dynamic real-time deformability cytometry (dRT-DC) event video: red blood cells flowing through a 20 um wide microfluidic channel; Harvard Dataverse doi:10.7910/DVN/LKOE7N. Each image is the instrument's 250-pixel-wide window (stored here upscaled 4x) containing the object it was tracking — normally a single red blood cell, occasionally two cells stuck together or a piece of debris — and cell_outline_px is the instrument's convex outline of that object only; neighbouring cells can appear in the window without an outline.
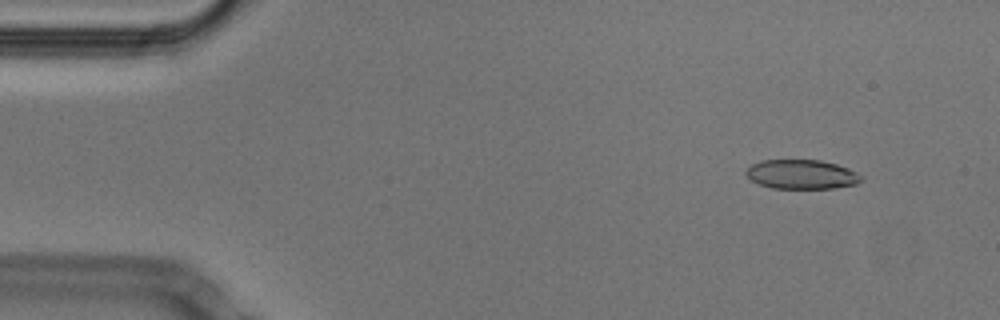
{"species": "Egyptian fruit bat (a non-hibernating species)", "species_latin": "Rousettus aegyptiacus", "temperature_condition": "cold", "stored_images_in_passage": 50, "camera_frame_rate_fps": 3000, "um_per_image_px": 0.085, "animal": {"sex": "male"}, "frame": {"image": 1, "passage_image": 5, "time_ms": 1.333, "image_size_px": [1000, 320], "cell_outline_px": [[864, 180], [856, 184], [832, 188], [772, 188], [760, 184], [752, 180], [744, 172], [752, 164], [760, 160], [820, 160], [836, 164], [848, 168], [864, 176]], "centroid_in_image_um": [68.17, 14.82], "position_along_channel_um": 16.8, "area_um2": 19.65}}
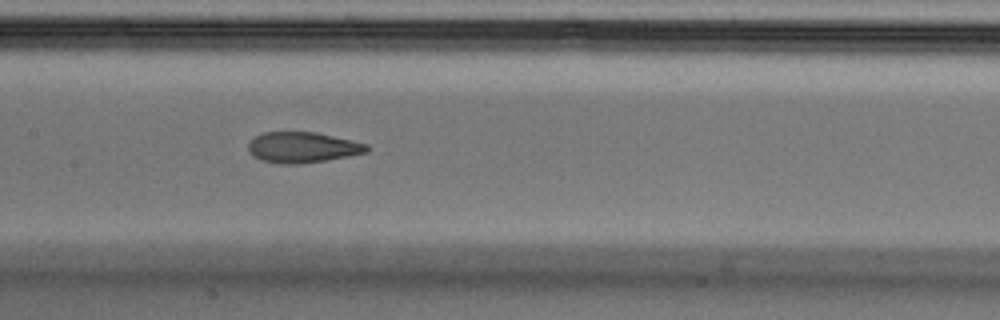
{"frame": {"image": 2, "passage_image": 25, "time_ms": 8.0, "image_size_px": [1000, 320], "cell_outline_px": [[368, 152], [348, 156], [300, 164], [280, 164], [260, 160], [252, 156], [248, 152], [248, 144], [256, 136], [264, 132], [316, 132], [352, 140], [368, 144]], "centroid_in_image_um": [25.69, 12.53], "position_along_channel_um": 181.7, "area_um2": 21.21}}
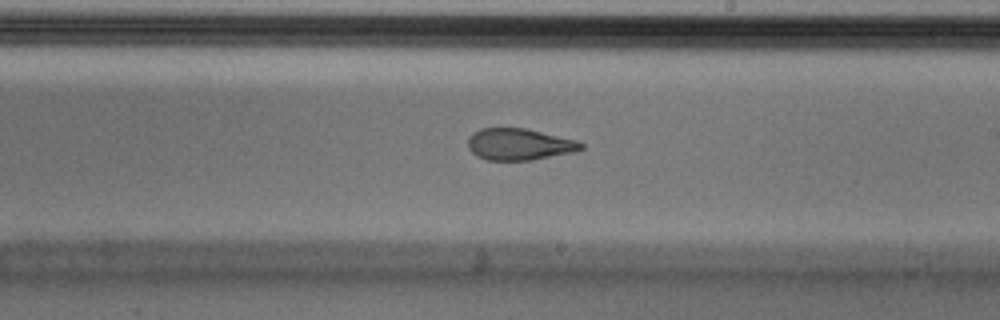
{"frame": {"image": 3, "passage_image": 30, "time_ms": 9.667, "image_size_px": [1000, 320], "cell_outline_px": [[584, 148], [576, 152], [532, 160], [488, 160], [476, 156], [468, 148], [468, 140], [472, 132], [480, 128], [528, 128], [576, 140], [584, 144]], "centroid_in_image_um": [44.15, 12.26], "position_along_channel_um": 244.8, "area_um2": 21.1}, "authors_computed_cell_mechanics": {"area_um2": 21.8484, "velocity_mm_per_s": 3.8021, "shape_relaxation_time_tau1_ms": 9.2803, "shape_relaxation_time_tau2_ms": 1.7195, "deformation_change_tau1": 0.2279, "deformation_change_tau2": 0.0693}}